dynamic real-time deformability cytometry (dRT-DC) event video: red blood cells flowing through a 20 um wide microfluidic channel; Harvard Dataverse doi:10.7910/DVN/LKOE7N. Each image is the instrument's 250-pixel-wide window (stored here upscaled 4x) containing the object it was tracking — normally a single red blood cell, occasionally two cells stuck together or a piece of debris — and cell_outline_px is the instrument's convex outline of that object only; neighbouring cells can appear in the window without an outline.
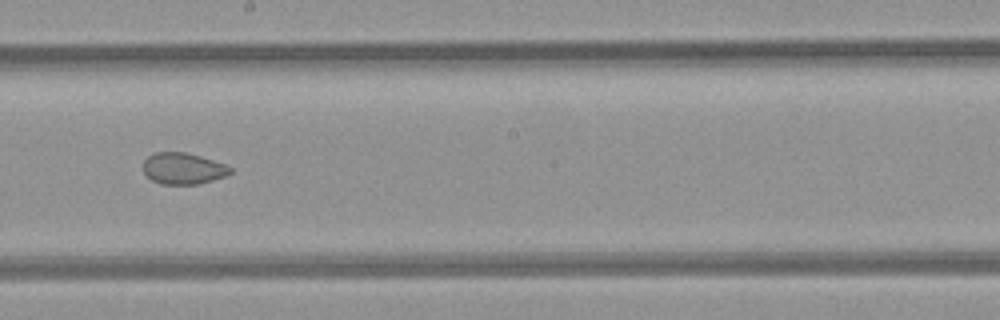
{"species": "common noctule bat (a hibernating species)", "species_latin": "Nyctalus noctula", "temperature_condition": "room temperature", "stored_images_in_passage": 8, "camera_frame_rate_fps": 3000, "um_per_image_px": 0.085, "animal": {"sex": "female", "body_mass_g": 21.9}, "frame": {"image": 1, "passage_image": 7, "time_ms": 8.0, "image_size_px": [1000, 320], "cell_outline_px": [[232, 172], [224, 176], [212, 180], [196, 184], [160, 184], [152, 180], [144, 172], [144, 160], [148, 156], [156, 152], [184, 152], [200, 156], [224, 164], [232, 168]], "centroid_in_image_um": [15.55, 14.32], "position_along_channel_um": 232.6, "area_um2": 15.72}}
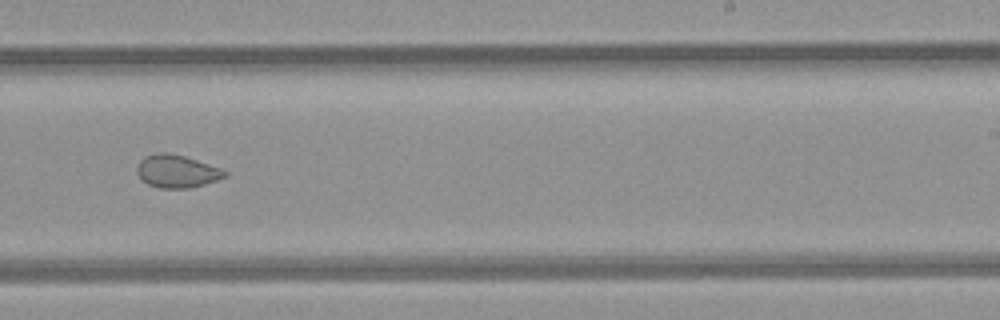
{"frame": {"image": 2, "passage_image": 8, "time_ms": 9.0, "image_size_px": [1000, 320], "cell_outline_px": [[228, 176], [204, 184], [188, 188], [160, 188], [148, 184], [136, 172], [136, 168], [140, 160], [144, 156], [156, 152], [168, 152], [184, 156], [220, 168], [228, 172]], "centroid_in_image_um": [15.02, 14.54], "position_along_channel_um": 274.0, "area_um2": 16.7}}